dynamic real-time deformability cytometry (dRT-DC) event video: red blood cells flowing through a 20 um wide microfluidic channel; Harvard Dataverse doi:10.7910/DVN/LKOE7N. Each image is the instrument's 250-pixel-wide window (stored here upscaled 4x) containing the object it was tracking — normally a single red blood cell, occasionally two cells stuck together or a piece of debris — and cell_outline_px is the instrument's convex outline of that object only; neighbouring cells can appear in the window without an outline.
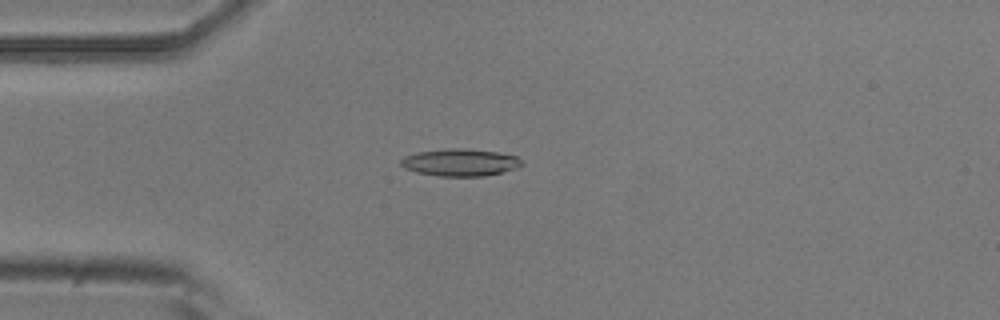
{"species": "common noctule bat (a hibernating species)", "species_latin": "Nyctalus noctula", "temperature_condition": "room temperature", "stored_images_in_passage": 3, "camera_frame_rate_fps": 3000, "um_per_image_px": 0.085, "animal": {"sex": "male", "body_mass_g": 20.5, "forearm_length_mm": 52.5}, "frame": {"image": 1, "passage_image": 3, "time_ms": 0.667, "image_size_px": [1000, 320], "cell_outline_px": [[524, 164], [516, 168], [484, 176], [440, 176], [416, 172], [404, 168], [400, 164], [400, 160], [404, 156], [416, 152], [452, 148], [464, 148], [496, 152], [516, 156]], "centroid_in_image_um": [39.07, 13.8], "position_along_channel_um": 45.9, "area_um2": 19.07}}